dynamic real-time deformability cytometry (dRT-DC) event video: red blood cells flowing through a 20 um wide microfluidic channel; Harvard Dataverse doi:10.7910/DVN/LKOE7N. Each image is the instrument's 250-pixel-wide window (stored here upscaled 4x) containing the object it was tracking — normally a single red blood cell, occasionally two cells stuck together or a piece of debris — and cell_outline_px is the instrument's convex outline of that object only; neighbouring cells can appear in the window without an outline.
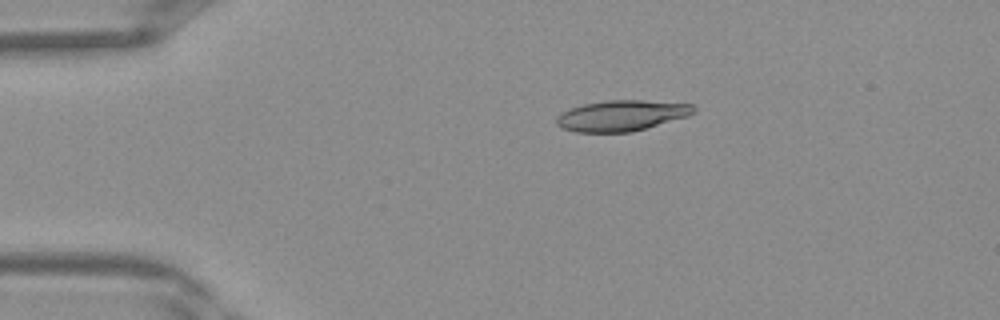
{"species": "Egyptian fruit bat (a non-hibernating species)", "species_latin": "Rousettus aegyptiacus", "temperature_condition": "warm", "stored_images_in_passage": 33, "camera_frame_rate_fps": 3000, "um_per_image_px": 0.085, "frame": {"image": 1, "passage_image": 1, "time_ms": 0.0, "image_size_px": [1000, 320], "cell_outline_px": [[696, 112], [688, 116], [632, 132], [576, 132], [564, 128], [556, 124], [556, 116], [560, 112], [584, 104], [608, 100], [644, 100], [692, 104], [696, 108]], "centroid_in_image_um": [52.85, 9.82], "position_along_channel_um": 32.2, "area_um2": 24.57}}
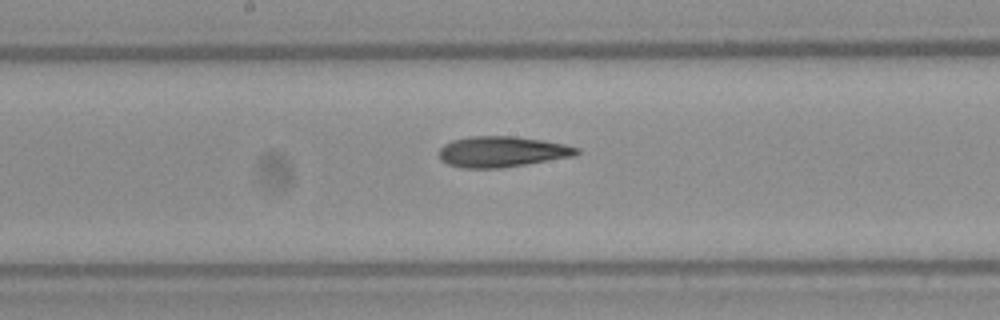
{"frame": {"image": 2, "passage_image": 14, "time_ms": 4.333, "image_size_px": [1000, 320], "cell_outline_px": [[580, 152], [576, 156], [504, 168], [460, 168], [448, 164], [440, 160], [440, 148], [444, 144], [452, 140], [472, 136], [512, 136], [540, 140], [564, 144], [580, 148]], "centroid_in_image_um": [42.68, 12.91], "position_along_channel_um": 205.5, "area_um2": 24.8}}
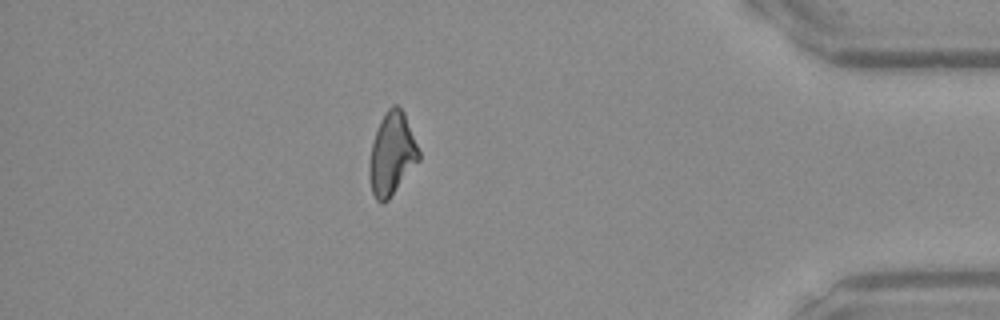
{"frame": {"image": 3, "passage_image": 28, "time_ms": 9.0, "image_size_px": [1000, 320], "cell_outline_px": [[420, 160], [388, 200], [384, 204], [380, 204], [376, 200], [372, 192], [368, 176], [368, 168], [372, 144], [380, 120], [388, 108], [392, 104], [396, 104], [404, 112], [420, 152]], "centroid_in_image_um": [33.3, 13.11], "position_along_channel_um": 401.9, "area_um2": 23.87}}